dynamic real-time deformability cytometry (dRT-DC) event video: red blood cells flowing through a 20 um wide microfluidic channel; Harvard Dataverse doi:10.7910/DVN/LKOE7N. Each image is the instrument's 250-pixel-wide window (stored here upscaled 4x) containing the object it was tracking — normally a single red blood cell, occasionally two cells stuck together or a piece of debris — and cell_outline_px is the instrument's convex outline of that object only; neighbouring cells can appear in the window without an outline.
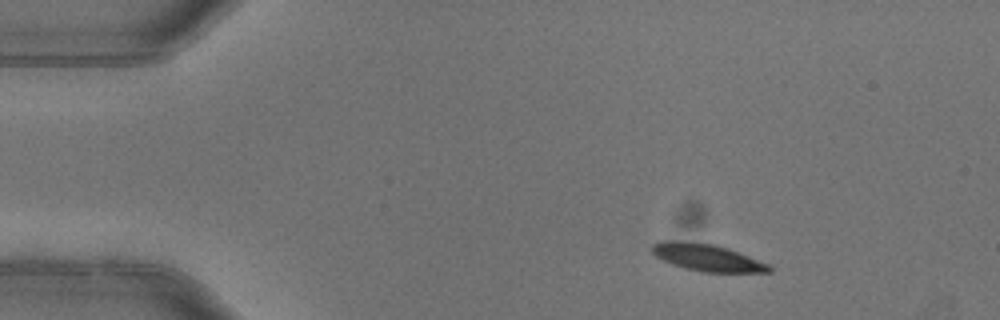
{"species": "common noctule bat (a hibernating species)", "species_latin": "Nyctalus noctula", "temperature_condition": "warm", "stored_images_in_passage": 3, "camera_frame_rate_fps": 3000, "um_per_image_px": 0.085, "animal": {"sex": "female"}, "frame": {"image": 1, "passage_image": 1, "time_ms": 0.0, "image_size_px": [1000, 320], "cell_outline_px": [[772, 272], [704, 272], [684, 268], [672, 264], [656, 256], [652, 252], [652, 244], [660, 240], [680, 240], [716, 244], [728, 248], [768, 264], [772, 268]], "centroid_in_image_um": [60.07, 21.87], "position_along_channel_um": 24.9, "area_um2": 18.5}}